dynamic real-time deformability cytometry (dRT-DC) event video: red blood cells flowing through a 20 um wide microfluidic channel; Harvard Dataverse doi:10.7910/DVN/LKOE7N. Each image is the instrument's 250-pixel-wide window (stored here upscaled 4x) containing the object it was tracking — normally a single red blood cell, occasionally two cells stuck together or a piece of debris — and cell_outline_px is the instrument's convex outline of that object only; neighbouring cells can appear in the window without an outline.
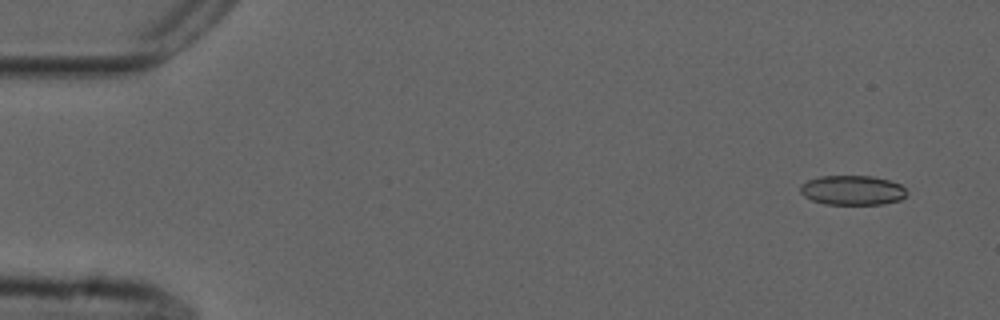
{"species": "common noctule bat (a hibernating species)", "species_latin": "Nyctalus noctula", "temperature_condition": "cold", "stored_images_in_passage": 35, "camera_frame_rate_fps": 3000, "um_per_image_px": 0.085, "animal": {"sex": "male", "forearm_length_mm": 52.5}, "frame": {"image": 1, "passage_image": 1, "time_ms": 0.0, "image_size_px": [1000, 320], "cell_outline_px": [[908, 196], [900, 200], [884, 204], [824, 204], [812, 200], [804, 196], [800, 192], [800, 184], [808, 180], [820, 176], [872, 176], [888, 180], [900, 184], [908, 192]], "centroid_in_image_um": [72.47, 16.17], "position_along_channel_um": 12.5, "area_um2": 18.5}}
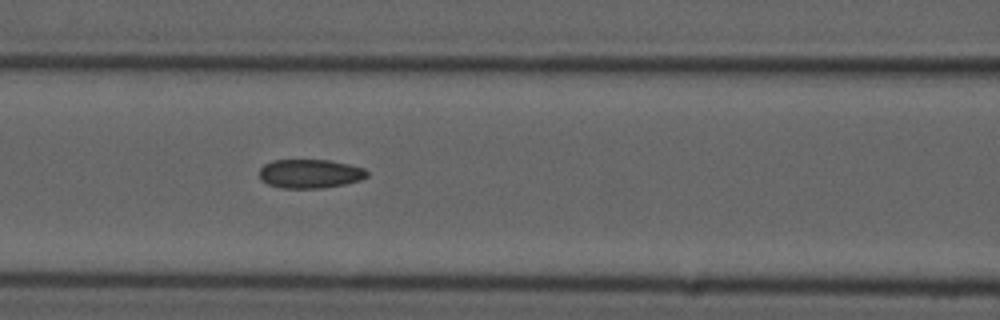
{"frame": {"image": 2, "passage_image": 21, "time_ms": 6.667, "image_size_px": [1000, 320], "cell_outline_px": [[368, 176], [360, 180], [344, 184], [324, 188], [280, 188], [268, 184], [260, 180], [260, 168], [264, 164], [272, 160], [328, 160], [348, 164], [364, 168], [368, 172]], "centroid_in_image_um": [26.33, 14.77], "position_along_channel_um": 140.3, "area_um2": 18.21}}
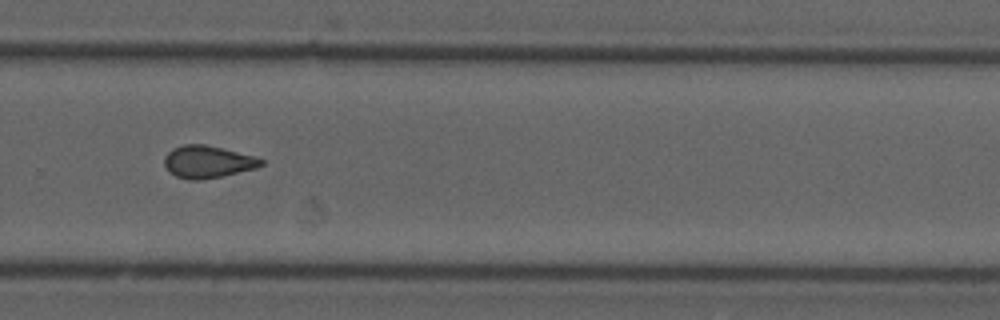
{"frame": {"image": 3, "passage_image": 35, "time_ms": 11.333, "image_size_px": [1000, 320], "cell_outline_px": [[264, 164], [256, 168], [224, 176], [200, 180], [188, 180], [176, 176], [168, 172], [164, 164], [164, 156], [172, 148], [184, 144], [204, 144], [256, 156], [264, 160]], "centroid_in_image_um": [17.64, 13.76], "position_along_channel_um": 312.2, "area_um2": 18.44}}